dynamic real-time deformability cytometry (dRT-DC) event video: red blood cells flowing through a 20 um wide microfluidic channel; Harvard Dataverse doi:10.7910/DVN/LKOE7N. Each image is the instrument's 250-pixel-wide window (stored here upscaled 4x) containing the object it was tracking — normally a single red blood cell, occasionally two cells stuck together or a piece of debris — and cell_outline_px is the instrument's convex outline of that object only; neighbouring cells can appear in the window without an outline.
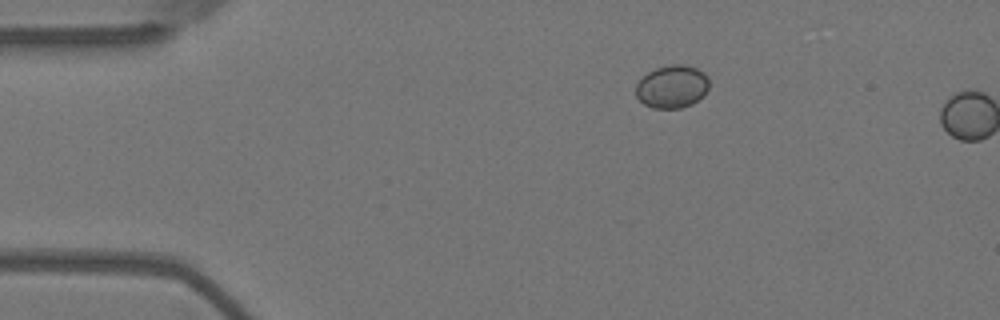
{"species": "Egyptian fruit bat (a non-hibernating species)", "species_latin": "Rousettus aegyptiacus", "temperature_condition": "warm", "stored_images_in_passage": 2, "camera_frame_rate_fps": 3000, "um_per_image_px": 0.085, "animal": {"sex": "female"}, "frame": {"image": 1, "passage_image": 1, "time_ms": 0.0, "image_size_px": [1000, 320], "cell_outline_px": [[708, 88], [704, 96], [692, 104], [680, 108], [652, 108], [644, 104], [636, 96], [636, 84], [648, 72], [656, 68], [668, 64], [684, 64], [696, 68], [704, 72], [708, 76]], "centroid_in_image_um": [57.14, 7.36], "position_along_channel_um": 27.9, "area_um2": 18.44}}